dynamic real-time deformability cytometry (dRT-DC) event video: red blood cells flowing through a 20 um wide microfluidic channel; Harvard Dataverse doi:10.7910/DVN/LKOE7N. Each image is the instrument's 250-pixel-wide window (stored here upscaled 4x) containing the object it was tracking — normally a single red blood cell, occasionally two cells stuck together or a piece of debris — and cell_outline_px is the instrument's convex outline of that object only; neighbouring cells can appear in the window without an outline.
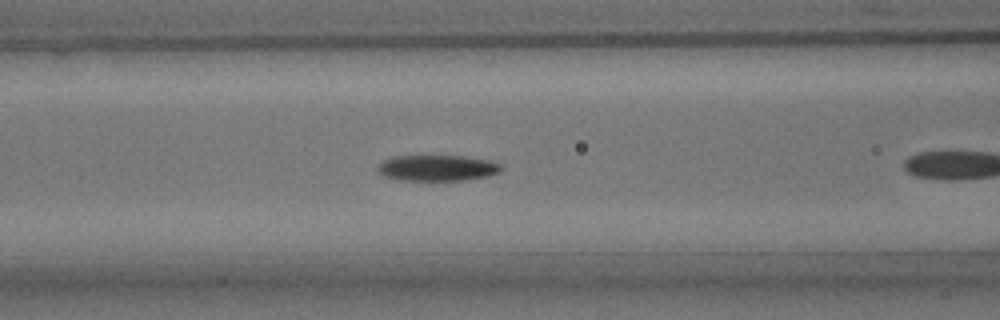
{"species": "common noctule bat (a hibernating species)", "species_latin": "Nyctalus noctula", "temperature_condition": "room temperature", "stored_images_in_passage": 31, "camera_frame_rate_fps": 3000, "um_per_image_px": 0.085, "animal": {"sex": "male", "body_mass_g": 15.6}, "frame": {"image": 1, "passage_image": 5, "time_ms": 1.333, "image_size_px": [1000, 320], "cell_outline_px": [[504, 168], [500, 172], [488, 176], [464, 180], [396, 180], [384, 176], [376, 168], [384, 160], [396, 156], [464, 156], [488, 160], [500, 164]], "centroid_in_image_um": [37.19, 14.28], "position_along_channel_um": 129.4, "area_um2": 18.61}}
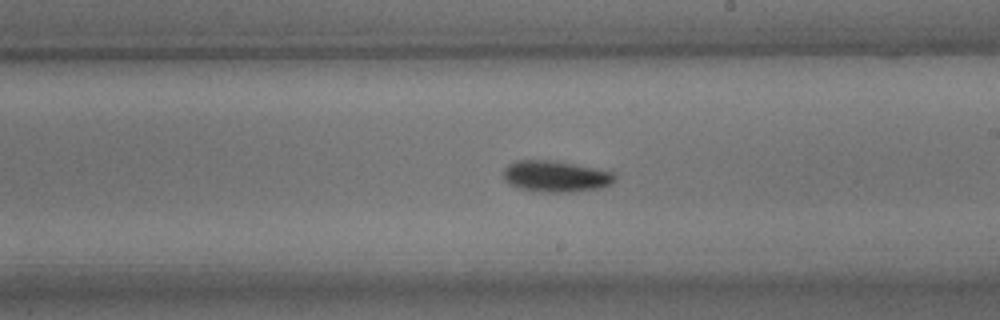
{"frame": {"image": 2, "passage_image": 14, "time_ms": 4.333, "image_size_px": [1000, 320], "cell_outline_px": [[616, 180], [612, 184], [600, 188], [568, 192], [544, 192], [516, 188], [508, 184], [504, 180], [504, 168], [508, 164], [516, 160], [552, 160], [596, 168], [612, 172], [616, 176]], "centroid_in_image_um": [47.22, 14.99], "position_along_channel_um": 241.8, "area_um2": 20.46}, "authors_computed_cell_mechanics": {"area_um2": 19.0162, "velocity_mm_per_s": 3.7441, "shape_relaxation_time_tau1_ms": 2.31, "shape_relaxation_time_tau2_ms": 2.0267, "deformation_change_tau1": 0.0873, "deformation_change_tau2": 0.0501}}